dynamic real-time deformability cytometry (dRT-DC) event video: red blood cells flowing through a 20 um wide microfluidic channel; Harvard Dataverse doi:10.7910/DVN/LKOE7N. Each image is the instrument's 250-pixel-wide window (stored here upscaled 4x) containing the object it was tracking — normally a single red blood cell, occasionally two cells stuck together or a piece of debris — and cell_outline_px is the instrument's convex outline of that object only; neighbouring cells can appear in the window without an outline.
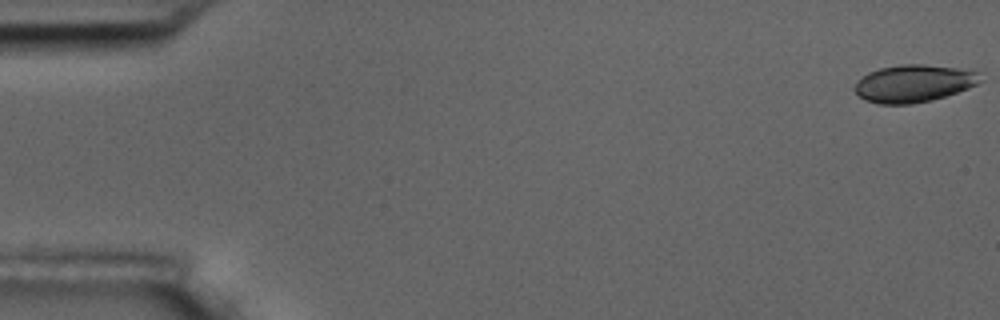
{"species": "common noctule bat (a hibernating species)", "species_latin": "Nyctalus noctula", "temperature_condition": "room temperature", "stored_images_in_passage": 8, "camera_frame_rate_fps": 3000, "um_per_image_px": 0.085, "animal": {"sex": "male", "body_mass_g": 17.5, "forearm_length_mm": 52.3}, "frame": {"image": 1, "passage_image": 1, "time_ms": 0.0, "image_size_px": [1000, 320], "cell_outline_px": [[984, 80], [968, 88], [932, 100], [912, 104], [880, 104], [864, 100], [852, 88], [856, 80], [868, 72], [880, 68], [900, 64], [924, 64], [972, 68]], "centroid_in_image_um": [77.67, 7.07], "position_along_channel_um": 7.3, "area_um2": 27.86}}
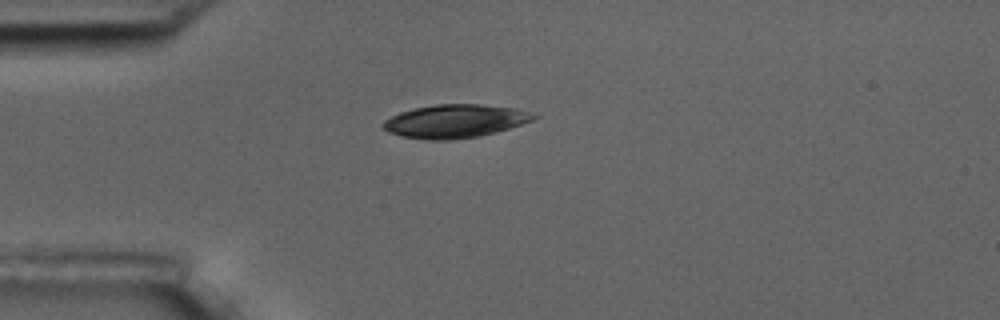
{"frame": {"image": 2, "passage_image": 4, "time_ms": 4.667, "image_size_px": [1000, 320], "cell_outline_px": [[540, 116], [532, 120], [496, 132], [480, 136], [448, 140], [424, 140], [404, 136], [388, 132], [380, 128], [380, 124], [384, 120], [400, 112], [416, 108], [436, 104], [480, 104], [516, 108]], "centroid_in_image_um": [38.63, 10.3], "position_along_channel_um": 46.4, "area_um2": 29.19}}
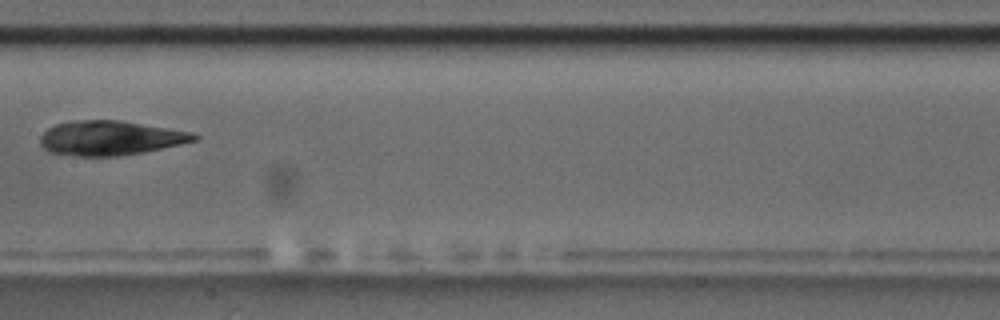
{"frame": {"image": 3, "passage_image": 8, "time_ms": 9.333, "image_size_px": [1000, 320], "cell_outline_px": [[200, 136], [196, 140], [180, 144], [144, 152], [116, 156], [80, 156], [48, 152], [40, 144], [40, 136], [48, 128], [56, 124], [72, 120], [120, 120], [192, 132]], "centroid_in_image_um": [9.35, 11.72], "position_along_channel_um": 198.0, "area_um2": 30.87}}